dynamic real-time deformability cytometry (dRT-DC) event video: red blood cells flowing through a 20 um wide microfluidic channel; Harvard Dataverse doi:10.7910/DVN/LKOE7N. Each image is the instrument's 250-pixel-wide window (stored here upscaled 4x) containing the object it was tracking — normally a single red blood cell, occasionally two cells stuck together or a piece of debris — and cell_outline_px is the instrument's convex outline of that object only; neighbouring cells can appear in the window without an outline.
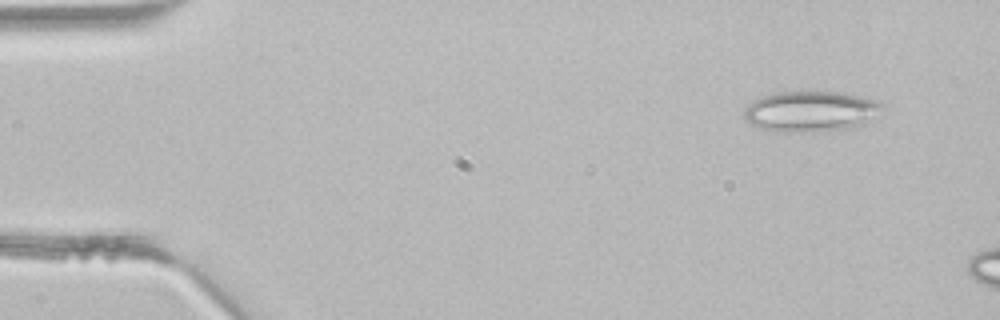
{"species": "common noctule bat (a hibernating species)", "species_latin": "Nyctalus noctula", "temperature_condition": "room temperature", "stored_images_in_passage": 3, "segment_of_instrument_passage": [2, 2], "camera_frame_rate_fps": 3000, "um_per_image_px": 0.085, "animal": {"sex": "male", "body_mass_g": 21.5, "forearm_length_mm": 52.0}, "frame": {"image": 1, "passage_image": 3, "time_ms": 0.667, "image_size_px": [1000, 320], "cell_outline_px": [[884, 108], [868, 124], [860, 128], [820, 132], [776, 132], [760, 128], [748, 124], [744, 120], [744, 108], [748, 104], [764, 96], [776, 92], [844, 92], [868, 96], [884, 104]], "centroid_in_image_um": [69.0, 9.49], "position_along_channel_um": 16.0, "area_um2": 33.87}}